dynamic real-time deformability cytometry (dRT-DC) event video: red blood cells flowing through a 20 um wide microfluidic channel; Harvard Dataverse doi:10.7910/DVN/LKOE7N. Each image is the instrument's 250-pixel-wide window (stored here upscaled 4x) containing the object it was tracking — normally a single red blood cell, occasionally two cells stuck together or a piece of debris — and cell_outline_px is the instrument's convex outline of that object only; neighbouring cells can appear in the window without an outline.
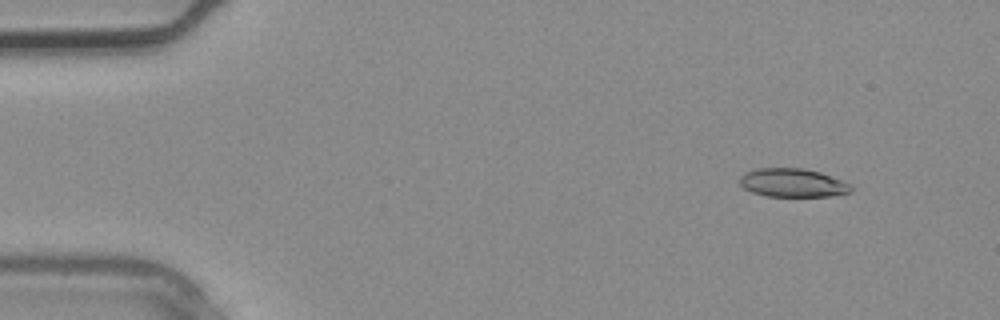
{"species": "common noctule bat (a hibernating species)", "species_latin": "Nyctalus noctula", "temperature_condition": "warm", "stored_images_in_passage": 2, "camera_frame_rate_fps": 3000, "um_per_image_px": 0.085, "animal": {"sex": "male", "body_mass_g": 20.4}, "frame": {"image": 1, "passage_image": 1, "time_ms": 0.0, "image_size_px": [1000, 320], "cell_outline_px": [[852, 192], [832, 196], [764, 196], [752, 192], [744, 188], [740, 184], [740, 176], [744, 172], [756, 168], [804, 168], [820, 172], [852, 184]], "centroid_in_image_um": [67.38, 15.53], "position_along_channel_um": 17.6, "area_um2": 18.67}}
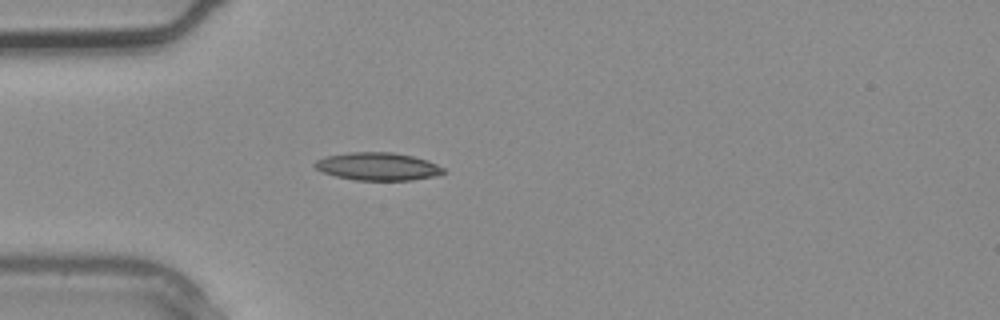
{"frame": {"image": 2, "passage_image": 2, "time_ms": 0.333, "image_size_px": [1000, 320], "cell_outline_px": [[444, 172], [432, 176], [412, 180], [356, 180], [336, 176], [324, 172], [316, 168], [312, 164], [316, 160], [324, 156], [348, 152], [392, 152], [412, 156], [428, 160], [444, 168]], "centroid_in_image_um": [32.07, 14.14], "position_along_channel_um": 52.9, "area_um2": 20.75}}